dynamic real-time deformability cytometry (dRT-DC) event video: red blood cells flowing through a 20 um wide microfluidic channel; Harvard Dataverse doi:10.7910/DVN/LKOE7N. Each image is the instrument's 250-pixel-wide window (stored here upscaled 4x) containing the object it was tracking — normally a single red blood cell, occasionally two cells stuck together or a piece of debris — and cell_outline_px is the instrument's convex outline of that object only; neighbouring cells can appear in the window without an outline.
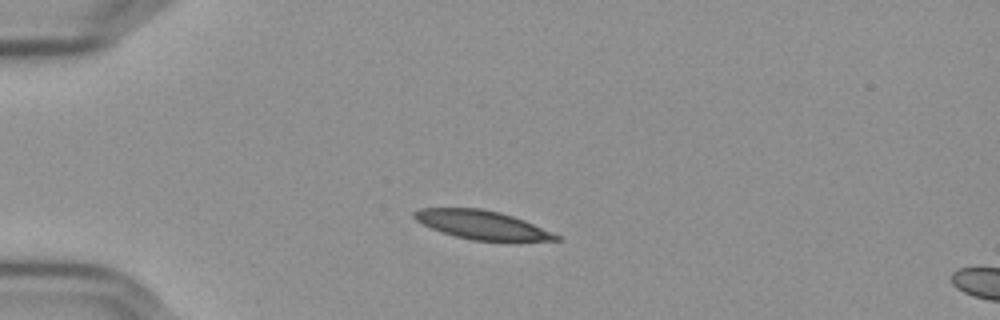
{"species": "Egyptian fruit bat (a non-hibernating species)", "species_latin": "Rousettus aegyptiacus", "temperature_condition": "cold", "stored_images_in_passage": 15, "camera_frame_rate_fps": 3000, "um_per_image_px": 0.085, "frame": {"image": 1, "passage_image": 11, "time_ms": 3.333, "image_size_px": [1000, 320], "cell_outline_px": [[564, 240], [472, 240], [456, 236], [432, 228], [416, 220], [412, 216], [412, 212], [420, 208], [480, 208], [500, 212], [524, 220], [560, 236]], "centroid_in_image_um": [40.93, 19.09], "position_along_channel_um": 44.1, "area_um2": 23.18}}